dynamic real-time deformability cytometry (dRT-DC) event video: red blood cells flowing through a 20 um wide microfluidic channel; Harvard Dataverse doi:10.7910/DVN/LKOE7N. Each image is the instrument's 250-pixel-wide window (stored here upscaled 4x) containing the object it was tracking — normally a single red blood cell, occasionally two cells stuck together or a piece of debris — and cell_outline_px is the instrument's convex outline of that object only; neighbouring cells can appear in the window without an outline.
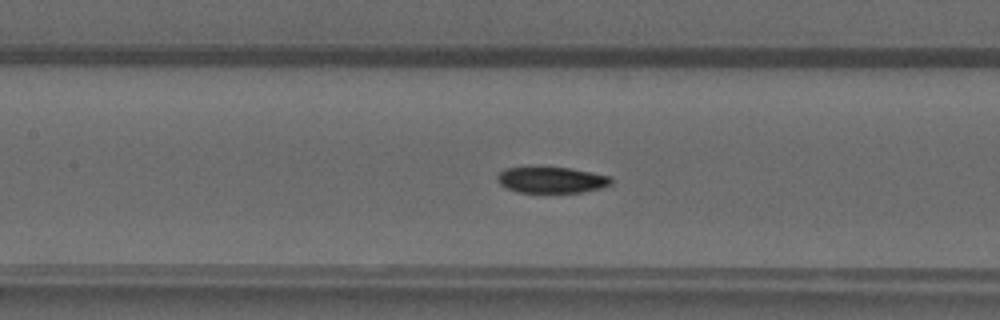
{"species": "common noctule bat (a hibernating species)", "species_latin": "Nyctalus noctula", "temperature_condition": "warm", "stored_images_in_passage": 49, "segment_of_instrument_passage": [1, 2], "camera_frame_rate_fps": 3000, "um_per_image_px": 0.085, "animal": {"sex": "male", "forearm_length_mm": 52.5}, "frame": {"image": 1, "passage_image": 22, "time_ms": 7.0, "image_size_px": [1000, 320], "cell_outline_px": [[612, 184], [604, 188], [584, 192], [516, 192], [500, 184], [496, 180], [496, 176], [504, 168], [568, 168], [592, 172], [612, 176]], "centroid_in_image_um": [46.93, 15.31], "position_along_channel_um": 160.5, "area_um2": 17.28}}
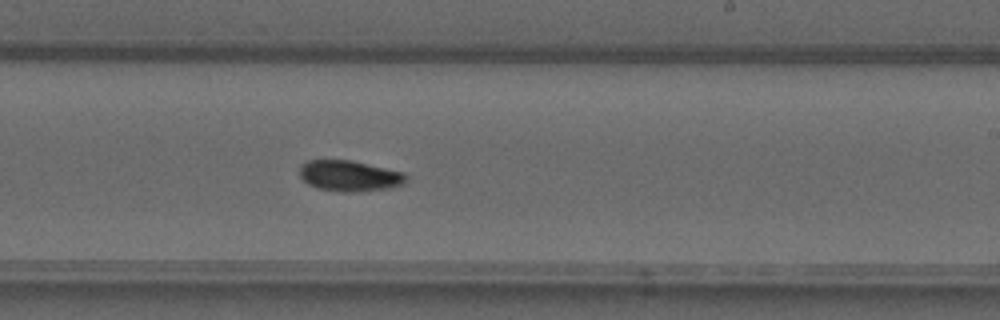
{"frame": {"image": 2, "passage_image": 29, "time_ms": 9.333, "image_size_px": [1000, 320], "cell_outline_px": [[408, 180], [404, 184], [388, 188], [356, 192], [340, 192], [316, 188], [308, 184], [300, 176], [300, 164], [308, 160], [352, 160], [404, 172], [408, 176]], "centroid_in_image_um": [29.72, 14.95], "position_along_channel_um": 259.3, "area_um2": 19.36}}
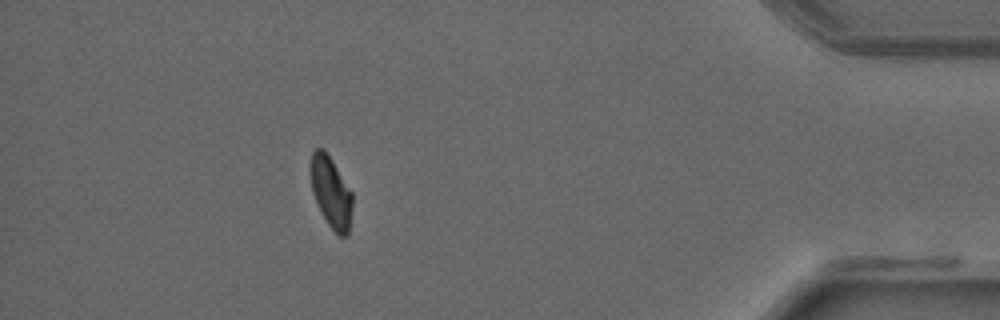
{"frame": {"image": 3, "passage_image": 43, "time_ms": 14.0, "image_size_px": [1000, 320], "cell_outline_px": [[352, 208], [348, 236], [340, 236], [328, 224], [320, 212], [312, 192], [312, 152], [316, 148], [324, 148], [332, 160], [352, 192]], "centroid_in_image_um": [28.16, 16.36], "position_along_channel_um": 407.0, "area_um2": 17.05}}